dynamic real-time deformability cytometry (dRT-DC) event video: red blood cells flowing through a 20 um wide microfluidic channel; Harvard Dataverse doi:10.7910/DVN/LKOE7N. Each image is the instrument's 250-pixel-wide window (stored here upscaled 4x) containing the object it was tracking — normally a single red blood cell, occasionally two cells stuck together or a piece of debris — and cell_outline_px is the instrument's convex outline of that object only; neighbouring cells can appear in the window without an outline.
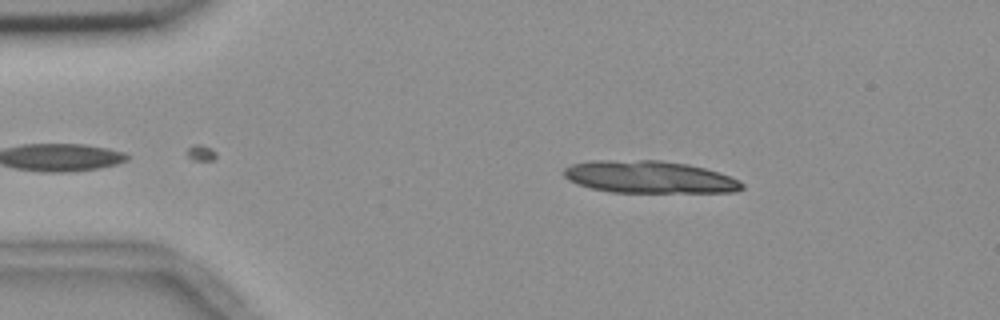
{"species": "common noctule bat (a hibernating species)", "species_latin": "Nyctalus noctula", "temperature_condition": "room temperature", "stored_images_in_passage": 19, "camera_frame_rate_fps": 3000, "um_per_image_px": 0.085, "animal": {"sex": "female", "body_mass_g": 18.4}, "frame": {"image": 1, "passage_image": 5, "time_ms": 1.333, "image_size_px": [1000, 320], "cell_outline_px": [[744, 188], [736, 192], [612, 192], [592, 188], [576, 184], [568, 180], [564, 176], [564, 168], [572, 164], [592, 160], [660, 160], [688, 164], [704, 168], [740, 180], [744, 184]], "centroid_in_image_um": [55.18, 15.04], "position_along_channel_um": 29.8, "area_um2": 33.52}}
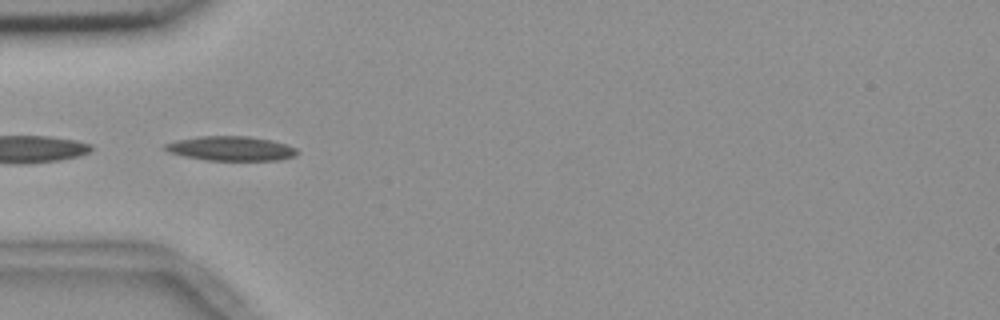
{"frame": {"image": 2, "passage_image": 13, "time_ms": 4.0, "image_size_px": [1000, 320], "cell_outline_px": [[300, 152], [296, 156], [280, 160], [204, 160], [184, 156], [168, 152], [164, 148], [164, 144], [176, 140], [200, 136], [248, 136], [272, 140], [288, 144], [296, 148]], "centroid_in_image_um": [19.67, 12.62], "position_along_channel_um": 65.3, "area_um2": 19.02}}